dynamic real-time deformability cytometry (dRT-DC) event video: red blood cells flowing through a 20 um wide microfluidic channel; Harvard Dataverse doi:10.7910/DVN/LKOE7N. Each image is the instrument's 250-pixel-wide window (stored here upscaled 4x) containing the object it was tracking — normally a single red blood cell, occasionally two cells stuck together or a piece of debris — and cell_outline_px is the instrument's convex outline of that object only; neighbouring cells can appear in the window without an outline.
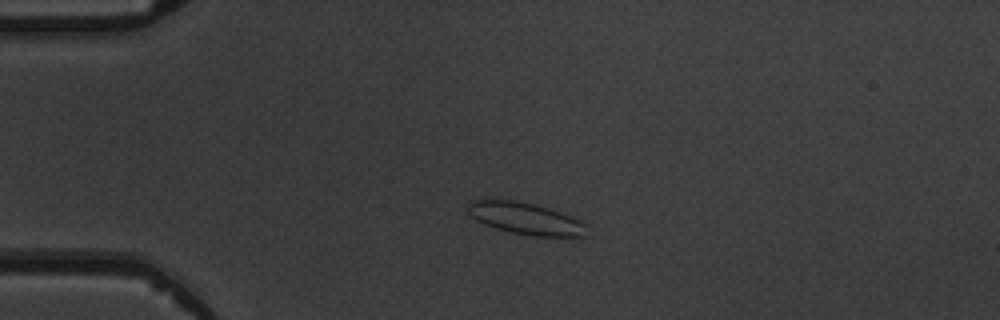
{"species": "common noctule bat (a hibernating species)", "species_latin": "Nyctalus noctula", "temperature_condition": "warm", "stored_images_in_passage": 5, "camera_frame_rate_fps": 3000, "um_per_image_px": 0.085, "animal": {"sex": "male", "body_mass_g": 19.5, "forearm_length_mm": 54.6}, "frame": {"image": 1, "passage_image": 4, "time_ms": 3.333, "image_size_px": [1000, 320], "cell_outline_px": [[588, 236], [532, 236], [512, 232], [496, 228], [484, 224], [476, 220], [464, 208], [472, 200], [484, 196], [492, 196], [516, 200], [536, 204], [572, 216], [588, 224]], "centroid_in_image_um": [44.61, 18.52], "position_along_channel_um": 40.4, "area_um2": 23.0}}